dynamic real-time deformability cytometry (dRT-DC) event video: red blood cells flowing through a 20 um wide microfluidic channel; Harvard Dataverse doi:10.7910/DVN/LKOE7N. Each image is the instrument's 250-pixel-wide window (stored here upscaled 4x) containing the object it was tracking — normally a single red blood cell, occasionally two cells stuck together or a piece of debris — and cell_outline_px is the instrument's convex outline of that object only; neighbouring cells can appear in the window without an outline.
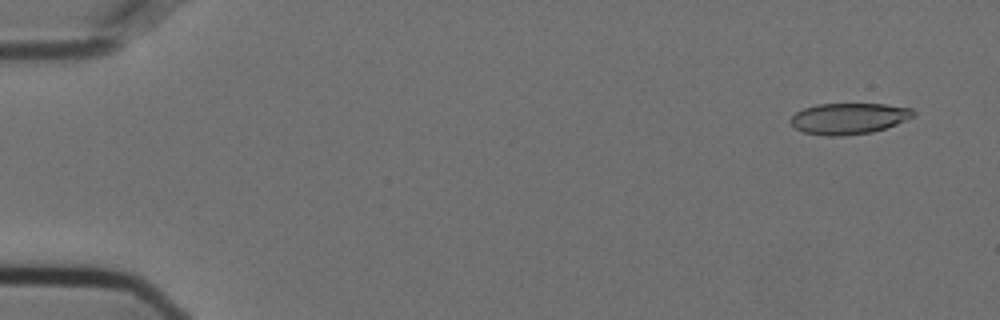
{"species": "Egyptian fruit bat (a non-hibernating species)", "species_latin": "Rousettus aegyptiacus", "temperature_condition": "cold", "stored_images_in_passage": 56, "segment_of_instrument_passage": [1, 2], "camera_frame_rate_fps": 3000, "um_per_image_px": 0.085, "animal": {"sex": "female"}, "frame": {"image": 1, "passage_image": 2, "time_ms": 0.333, "image_size_px": [1000, 320], "cell_outline_px": [[916, 112], [912, 116], [896, 124], [872, 132], [840, 136], [824, 136], [804, 132], [796, 128], [788, 120], [796, 112], [804, 108], [816, 104], [884, 104], [912, 108]], "centroid_in_image_um": [72.11, 10.07], "position_along_channel_um": 12.9, "area_um2": 22.14}}
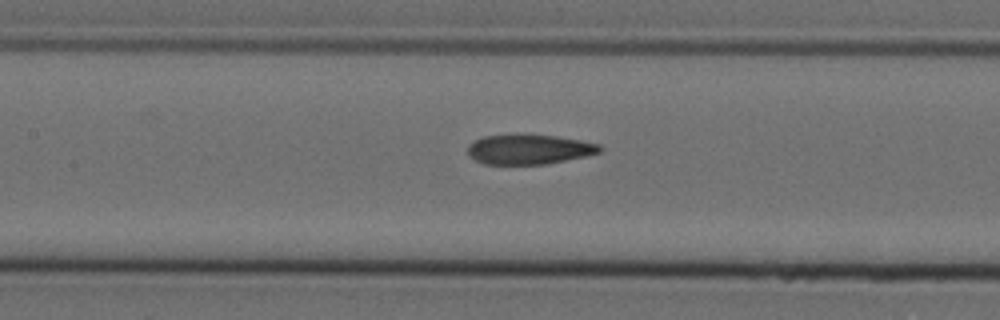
{"frame": {"image": 2, "passage_image": 25, "time_ms": 8.0, "image_size_px": [1000, 320], "cell_outline_px": [[604, 148], [600, 152], [584, 156], [544, 164], [484, 164], [468, 156], [468, 144], [484, 136], [552, 136], [580, 140], [600, 144]], "centroid_in_image_um": [44.97, 12.72], "position_along_channel_um": 162.4, "area_um2": 22.31}}
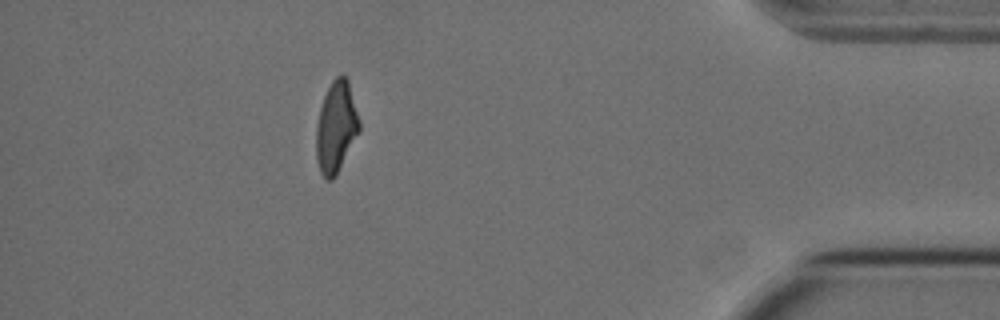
{"frame": {"image": 3, "passage_image": 49, "time_ms": 16.0, "image_size_px": [1000, 320], "cell_outline_px": [[360, 132], [336, 176], [332, 180], [324, 180], [320, 172], [316, 160], [316, 124], [320, 108], [324, 96], [332, 80], [336, 76], [344, 76], [348, 80], [360, 120]], "centroid_in_image_um": [28.57, 10.85], "position_along_channel_um": 406.6, "area_um2": 23.18}}